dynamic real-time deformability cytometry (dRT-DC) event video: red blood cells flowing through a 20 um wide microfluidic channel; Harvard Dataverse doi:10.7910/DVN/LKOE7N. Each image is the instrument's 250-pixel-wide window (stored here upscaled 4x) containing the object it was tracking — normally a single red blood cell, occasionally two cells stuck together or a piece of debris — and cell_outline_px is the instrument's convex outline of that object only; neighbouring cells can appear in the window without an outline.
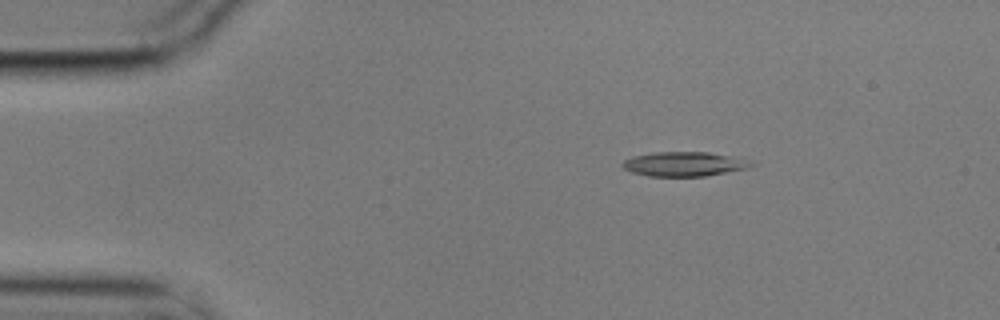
{"species": "common noctule bat (a hibernating species)", "species_latin": "Nyctalus noctula", "temperature_condition": "cold", "stored_images_in_passage": 4, "camera_frame_rate_fps": 3000, "um_per_image_px": 0.085, "animal": {"sex": "male", "body_mass_g": 17.9}, "frame": {"image": 1, "passage_image": 2, "time_ms": 0.333, "image_size_px": [1000, 320], "cell_outline_px": [[756, 164], [748, 168], [704, 176], [648, 176], [632, 172], [624, 168], [620, 164], [624, 160], [632, 156], [652, 152], [708, 152], [756, 160]], "centroid_in_image_um": [58.2, 13.93], "position_along_channel_um": 26.8, "area_um2": 18.55}}